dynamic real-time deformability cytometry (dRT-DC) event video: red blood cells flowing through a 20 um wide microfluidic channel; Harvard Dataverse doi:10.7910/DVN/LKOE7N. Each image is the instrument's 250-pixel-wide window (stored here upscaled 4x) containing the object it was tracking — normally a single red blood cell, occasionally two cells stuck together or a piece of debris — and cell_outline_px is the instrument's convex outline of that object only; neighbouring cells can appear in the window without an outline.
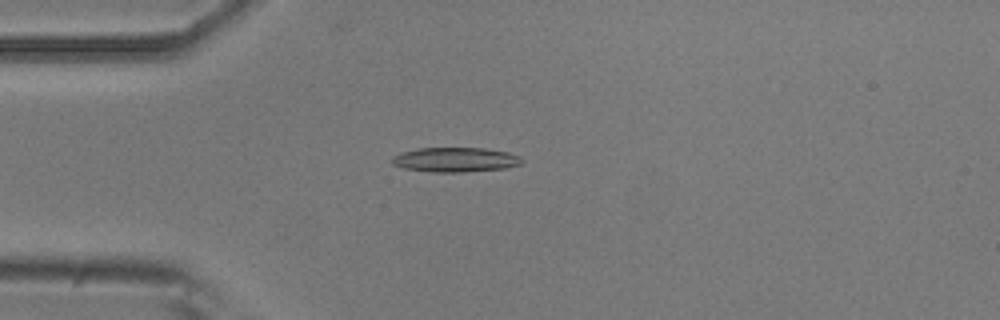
{"species": "common noctule bat (a hibernating species)", "species_latin": "Nyctalus noctula", "temperature_condition": "room temperature", "stored_images_in_passage": 52, "camera_frame_rate_fps": 3000, "um_per_image_px": 0.085, "animal": {"sex": "male", "body_mass_g": 20.5, "forearm_length_mm": 52.5}, "frame": {"image": 1, "passage_image": 13, "time_ms": 4.0, "image_size_px": [1000, 320], "cell_outline_px": [[524, 160], [520, 164], [504, 168], [464, 172], [432, 172], [404, 168], [392, 164], [392, 156], [400, 152], [416, 148], [484, 148], [508, 152], [520, 156]], "centroid_in_image_um": [38.68, 13.57], "position_along_channel_um": 46.3, "area_um2": 18.67}}
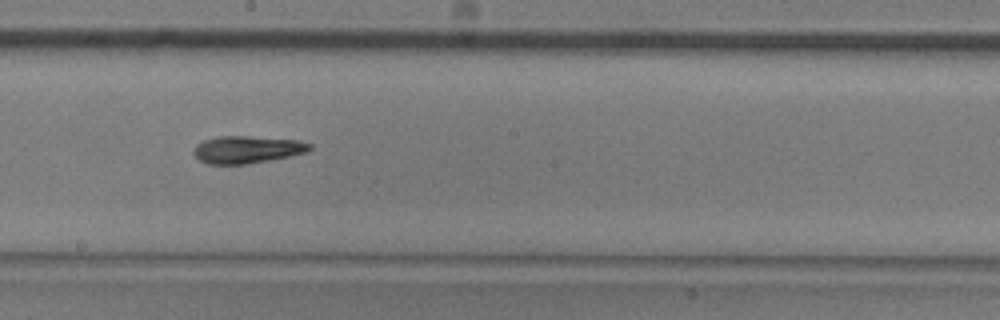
{"frame": {"image": 2, "passage_image": 28, "time_ms": 9.0, "image_size_px": [1000, 320], "cell_outline_px": [[312, 148], [304, 152], [288, 156], [248, 164], [208, 164], [200, 160], [192, 152], [196, 144], [204, 140], [220, 136], [248, 136], [296, 140], [312, 144]], "centroid_in_image_um": [20.96, 12.71], "position_along_channel_um": 227.2, "area_um2": 18.26}}
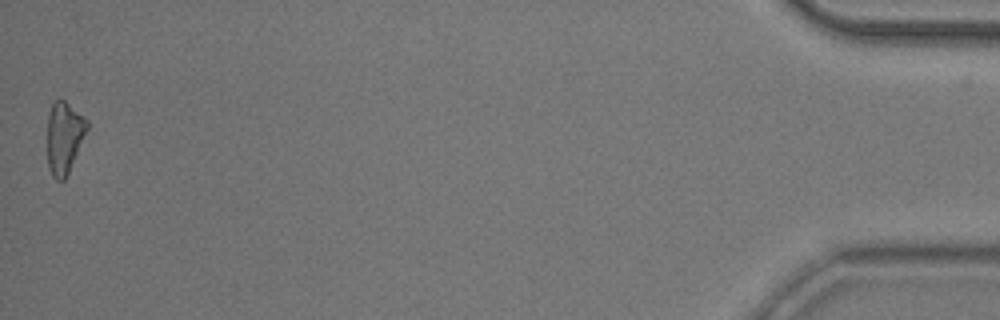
{"frame": {"image": 3, "passage_image": 51, "time_ms": 16.667, "image_size_px": [1000, 320], "cell_outline_px": [[88, 128], [68, 172], [64, 180], [56, 180], [52, 176], [48, 168], [48, 112], [52, 104], [56, 100], [64, 100], [84, 116], [88, 120]], "centroid_in_image_um": [5.45, 11.67], "position_along_channel_um": 429.8, "area_um2": 16.42}}